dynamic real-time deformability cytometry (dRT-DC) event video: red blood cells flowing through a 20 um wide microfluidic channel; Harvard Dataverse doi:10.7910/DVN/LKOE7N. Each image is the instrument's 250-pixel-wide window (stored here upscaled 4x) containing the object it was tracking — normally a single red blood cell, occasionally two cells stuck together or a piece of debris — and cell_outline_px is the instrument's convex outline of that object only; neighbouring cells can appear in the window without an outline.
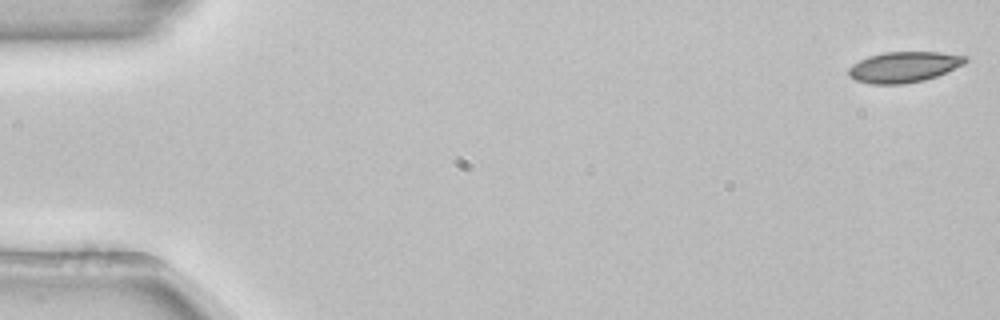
{"species": "common noctule bat (a hibernating species)", "species_latin": "Nyctalus noctula", "temperature_condition": "room temperature", "stored_images_in_passage": 9, "camera_frame_rate_fps": 3000, "um_per_image_px": 0.085, "animal": {"sex": "female", "body_mass_g": 22.7, "forearm_length_mm": 54.2}, "frame": {"image": 1, "passage_image": 1, "time_ms": 0.0, "image_size_px": [1000, 320], "cell_outline_px": [[968, 60], [964, 64], [936, 76], [924, 80], [904, 84], [872, 84], [856, 80], [848, 76], [848, 68], [852, 64], [868, 56], [884, 52], [940, 52], [968, 56]], "centroid_in_image_um": [76.82, 5.69], "position_along_channel_um": 8.2, "area_um2": 20.92}}